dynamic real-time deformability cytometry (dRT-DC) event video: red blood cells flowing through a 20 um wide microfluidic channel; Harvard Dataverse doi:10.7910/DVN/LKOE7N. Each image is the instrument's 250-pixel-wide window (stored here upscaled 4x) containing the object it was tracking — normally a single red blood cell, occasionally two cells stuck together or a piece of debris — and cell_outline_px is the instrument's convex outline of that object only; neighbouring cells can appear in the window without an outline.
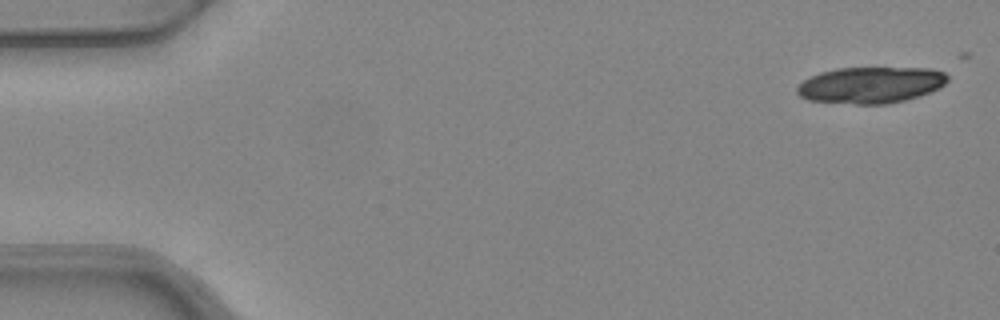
{"species": "common noctule bat (a hibernating species)", "species_latin": "Nyctalus noctula", "temperature_condition": "warm", "stored_images_in_passage": 4, "camera_frame_rate_fps": 3000, "um_per_image_px": 0.085, "animal": {"sex": "female", "body_mass_g": 24.6, "forearm_length_mm": 56.2}, "frame": {"image": 1, "passage_image": 1, "time_ms": 0.0, "image_size_px": [1000, 320], "cell_outline_px": [[948, 80], [940, 88], [904, 100], [888, 104], [856, 104], [808, 100], [800, 96], [796, 92], [796, 88], [804, 80], [820, 72], [836, 68], [932, 68], [944, 72], [948, 76]], "centroid_in_image_um": [74.01, 7.22], "position_along_channel_um": 11.0, "area_um2": 31.79}}